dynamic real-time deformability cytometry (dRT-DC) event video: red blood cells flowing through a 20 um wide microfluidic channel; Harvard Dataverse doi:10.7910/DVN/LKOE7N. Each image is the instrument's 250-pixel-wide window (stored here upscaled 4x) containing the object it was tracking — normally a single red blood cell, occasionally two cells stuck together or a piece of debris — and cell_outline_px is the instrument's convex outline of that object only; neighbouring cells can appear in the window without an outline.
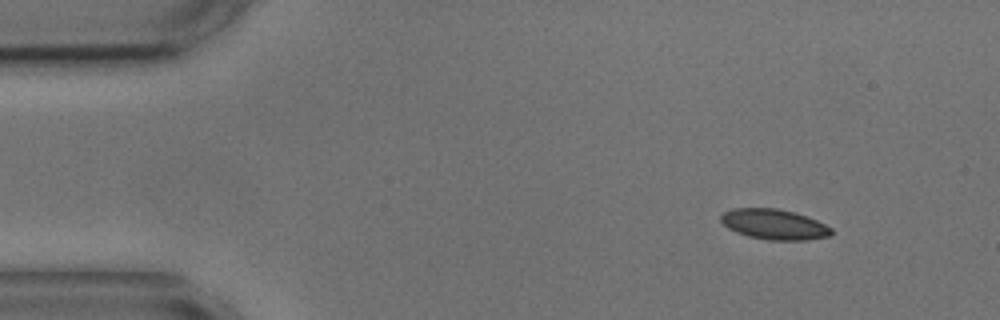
{"species": "common noctule bat (a hibernating species)", "species_latin": "Nyctalus noctula", "temperature_condition": "cold", "stored_images_in_passage": 3, "camera_frame_rate_fps": 3000, "um_per_image_px": 0.085, "animal": {"sex": "male", "body_mass_g": 17.9, "forearm_length_mm": 54.2}, "frame": {"image": 1, "passage_image": 1, "time_ms": 0.0, "image_size_px": [1000, 320], "cell_outline_px": [[832, 236], [808, 240], [768, 240], [748, 236], [736, 232], [728, 228], [720, 220], [720, 216], [724, 212], [732, 208], [776, 208], [808, 216], [832, 228]], "centroid_in_image_um": [65.81, 19.07], "position_along_channel_um": 19.2, "area_um2": 19.59}}
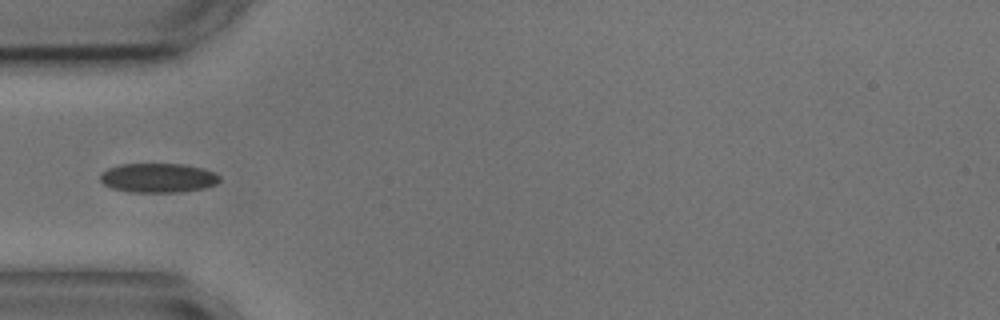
{"frame": {"image": 2, "passage_image": 3, "time_ms": 3.667, "image_size_px": [1000, 320], "cell_outline_px": [[220, 180], [216, 184], [204, 188], [180, 192], [132, 192], [112, 188], [104, 184], [100, 180], [100, 172], [108, 168], [120, 164], [184, 164], [204, 168], [216, 172], [220, 176]], "centroid_in_image_um": [13.46, 15.11], "position_along_channel_um": 71.5, "area_um2": 20.58}}